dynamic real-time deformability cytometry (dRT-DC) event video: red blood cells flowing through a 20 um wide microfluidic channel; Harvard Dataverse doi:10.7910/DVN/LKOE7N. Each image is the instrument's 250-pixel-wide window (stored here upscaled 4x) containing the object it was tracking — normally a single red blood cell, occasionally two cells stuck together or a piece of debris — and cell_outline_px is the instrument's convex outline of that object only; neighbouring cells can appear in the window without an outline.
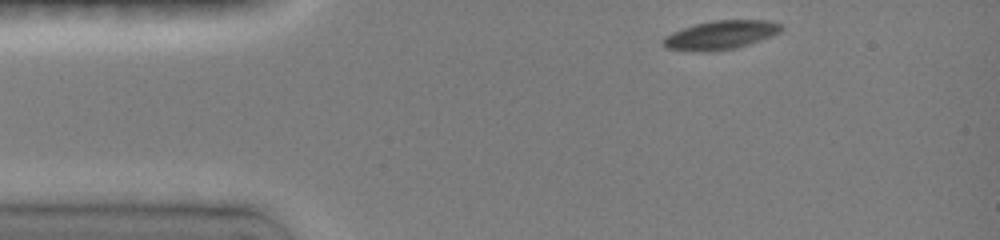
{"species": "common noctule bat (a hibernating species)", "species_latin": "Nyctalus noctula", "temperature_condition": "room temperature", "stored_images_in_passage": 13, "camera_frame_rate_fps": 3000, "um_per_image_px": 0.085, "animal": {"sex": "female", "body_mass_g": 19.0, "forearm_length_mm": 51.5}, "frame": {"image": 1, "passage_image": 1, "time_ms": 0.0, "image_size_px": [1000, 240], "cell_outline_px": [[784, 28], [780, 32], [732, 48], [668, 48], [664, 44], [664, 36], [672, 32], [696, 24], [716, 20], [764, 20], [780, 24]], "centroid_in_image_um": [61.31, 2.89], "position_along_channel_um": 23.7, "area_um2": 18.03}}
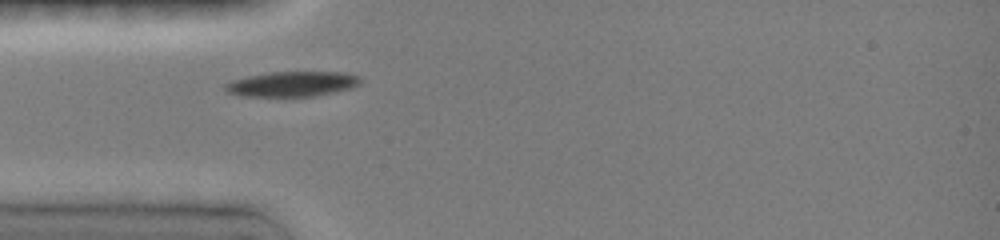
{"frame": {"image": 2, "passage_image": 6, "time_ms": 2.333, "image_size_px": [1000, 240], "cell_outline_px": [[360, 80], [356, 84], [348, 88], [312, 96], [244, 96], [228, 92], [224, 88], [224, 84], [232, 80], [248, 76], [268, 72], [340, 72], [356, 76]], "centroid_in_image_um": [24.72, 7.13], "position_along_channel_um": 60.3, "area_um2": 19.19}}
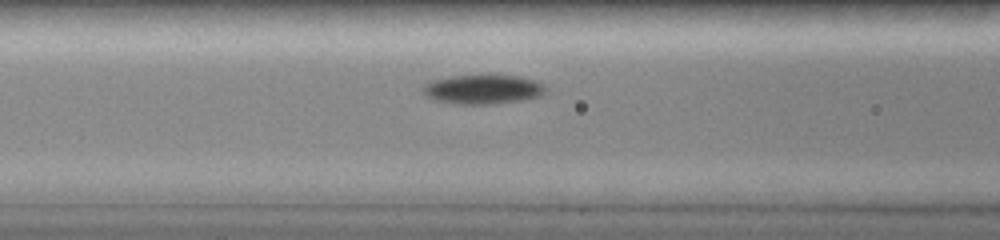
{"frame": {"image": 3, "passage_image": 10, "time_ms": 4.0, "image_size_px": [1000, 240], "cell_outline_px": [[544, 92], [536, 96], [520, 100], [488, 104], [460, 104], [436, 100], [428, 96], [424, 92], [424, 84], [432, 80], [448, 76], [492, 72], [520, 76], [536, 80], [544, 88]], "centroid_in_image_um": [41.02, 7.53], "position_along_channel_um": 125.6, "area_um2": 21.33}}